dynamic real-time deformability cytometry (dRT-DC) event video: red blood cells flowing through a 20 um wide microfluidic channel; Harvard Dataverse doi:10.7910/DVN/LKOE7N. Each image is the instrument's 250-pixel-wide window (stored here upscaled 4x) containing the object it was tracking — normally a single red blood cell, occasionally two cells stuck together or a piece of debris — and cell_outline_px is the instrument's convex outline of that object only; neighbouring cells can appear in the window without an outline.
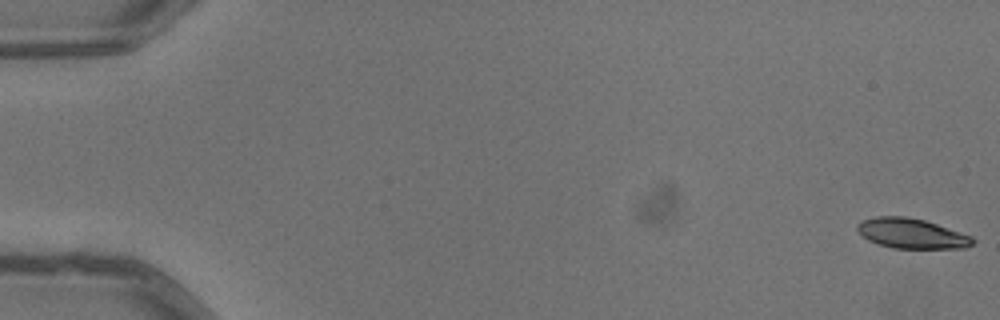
{"species": "common noctule bat (a hibernating species)", "species_latin": "Nyctalus noctula", "temperature_condition": "warm", "stored_images_in_passage": 6, "camera_frame_rate_fps": 3000, "um_per_image_px": 0.085, "animal": {"sex": "male", "body_mass_g": 13.3}, "frame": {"image": 1, "passage_image": 1, "time_ms": 0.0, "image_size_px": [1000, 320], "cell_outline_px": [[976, 240], [972, 244], [964, 248], [892, 248], [868, 240], [856, 228], [856, 224], [864, 220], [876, 216], [904, 216], [924, 220], [972, 236]], "centroid_in_image_um": [77.49, 19.84], "position_along_channel_um": 7.5, "area_um2": 19.94}}
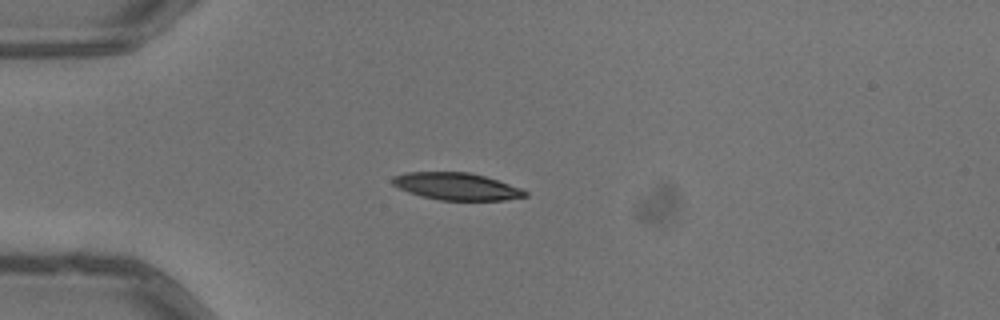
{"frame": {"image": 2, "passage_image": 4, "time_ms": 1.0, "image_size_px": [1000, 320], "cell_outline_px": [[528, 196], [504, 200], [440, 200], [420, 196], [408, 192], [392, 184], [392, 176], [404, 172], [468, 172], [484, 176], [520, 188], [528, 192]], "centroid_in_image_um": [38.77, 15.84], "position_along_channel_um": 46.2, "area_um2": 20.92}}
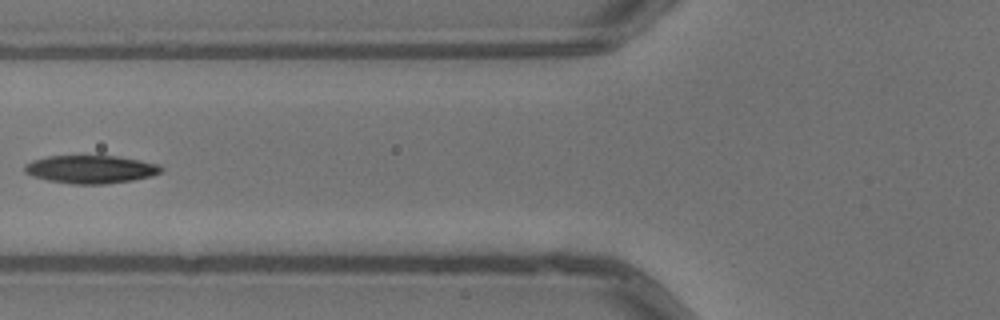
{"frame": {"image": 3, "passage_image": 6, "time_ms": 1.667, "image_size_px": [1000, 320], "cell_outline_px": [[164, 168], [160, 172], [152, 176], [132, 180], [104, 184], [72, 184], [48, 180], [32, 176], [24, 172], [24, 164], [32, 160], [48, 156], [116, 156], [140, 160], [160, 164]], "centroid_in_image_um": [7.71, 14.39], "position_along_channel_um": 118.1, "area_um2": 22.37}}